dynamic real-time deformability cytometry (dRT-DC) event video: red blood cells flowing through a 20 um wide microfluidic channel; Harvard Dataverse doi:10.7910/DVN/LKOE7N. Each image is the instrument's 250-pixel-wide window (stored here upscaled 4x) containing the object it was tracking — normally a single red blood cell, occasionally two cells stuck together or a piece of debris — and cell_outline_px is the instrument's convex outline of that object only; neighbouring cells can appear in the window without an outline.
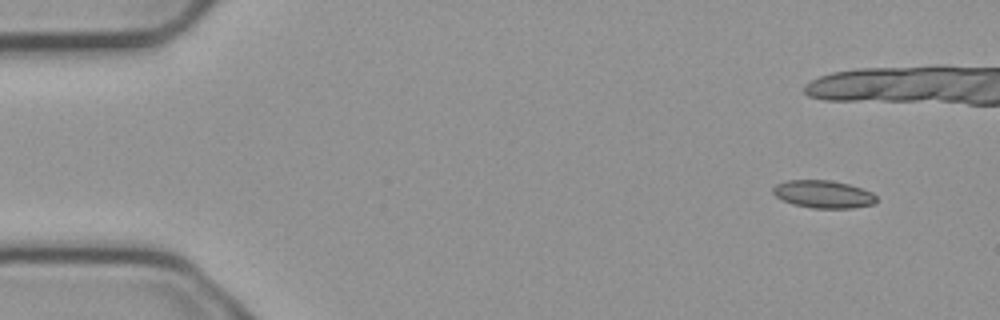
{"species": "common noctule bat (a hibernating species)", "species_latin": "Nyctalus noctula", "temperature_condition": "cold", "stored_images_in_passage": 9, "camera_frame_rate_fps": 3000, "um_per_image_px": 0.085, "animal": {"sex": "male", "body_mass_g": 23.1, "forearm_length_mm": 52.7}, "frame": {"image": 1, "passage_image": 1, "time_ms": 0.0, "image_size_px": [1000, 320], "cell_outline_px": [[876, 204], [852, 208], [812, 208], [796, 204], [784, 200], [776, 196], [772, 192], [772, 188], [776, 184], [788, 180], [828, 180], [848, 184], [872, 192], [876, 196]], "centroid_in_image_um": [70.0, 16.51], "position_along_channel_um": 15.0, "area_um2": 16.53}}